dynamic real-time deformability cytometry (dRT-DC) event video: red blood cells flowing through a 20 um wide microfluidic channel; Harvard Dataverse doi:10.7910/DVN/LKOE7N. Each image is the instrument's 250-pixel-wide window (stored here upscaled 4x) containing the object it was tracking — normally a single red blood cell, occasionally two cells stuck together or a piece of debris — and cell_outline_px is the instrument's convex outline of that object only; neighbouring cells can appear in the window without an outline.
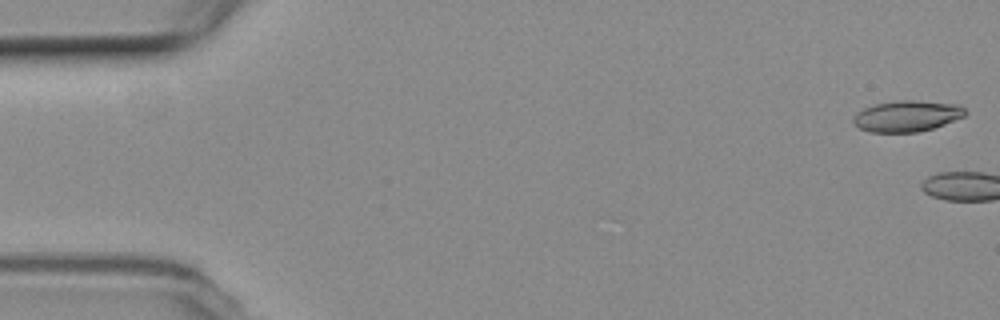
{"species": "common noctule bat (a hibernating species)", "species_latin": "Nyctalus noctula", "temperature_condition": "room temperature", "stored_images_in_passage": 3, "camera_frame_rate_fps": 3000, "um_per_image_px": 0.085, "animal": {"sex": "female", "body_mass_g": 19.3, "forearm_length_mm": 54.1}, "frame": {"image": 1, "passage_image": 1, "time_ms": 0.0, "image_size_px": [1000, 320], "cell_outline_px": [[968, 112], [964, 116], [944, 124], [920, 132], [868, 132], [860, 128], [852, 120], [852, 116], [856, 112], [864, 108], [876, 104], [896, 100], [912, 100], [960, 104]], "centroid_in_image_um": [77.09, 9.86], "position_along_channel_um": 7.9, "area_um2": 20.35}}